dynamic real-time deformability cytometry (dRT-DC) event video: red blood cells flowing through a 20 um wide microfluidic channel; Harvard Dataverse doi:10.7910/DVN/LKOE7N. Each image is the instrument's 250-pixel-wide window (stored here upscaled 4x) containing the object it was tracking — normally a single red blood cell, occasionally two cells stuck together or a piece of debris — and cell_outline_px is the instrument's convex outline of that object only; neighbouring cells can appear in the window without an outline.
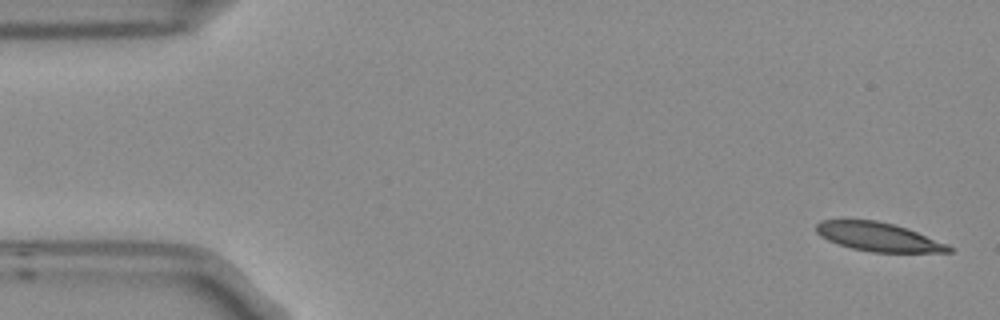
{"species": "Egyptian fruit bat (a non-hibernating species)", "species_latin": "Rousettus aegyptiacus", "temperature_condition": "room temperature", "stored_images_in_passage": 7, "camera_frame_rate_fps": 3000, "um_per_image_px": 0.085, "frame": {"image": 1, "passage_image": 1, "time_ms": 0.0, "image_size_px": [1000, 320], "cell_outline_px": [[952, 252], [872, 252], [852, 248], [828, 240], [820, 236], [816, 232], [816, 224], [820, 220], [876, 220], [908, 228], [948, 244], [952, 248]], "centroid_in_image_um": [74.67, 20.13], "position_along_channel_um": 10.3, "area_um2": 22.08}}
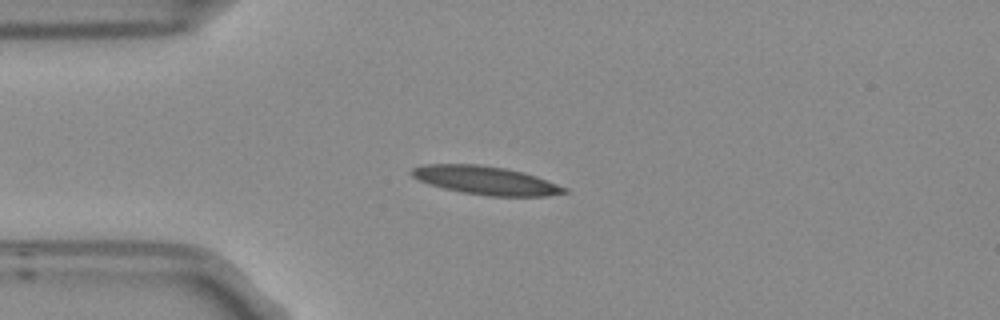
{"frame": {"image": 2, "passage_image": 4, "time_ms": 1.0, "image_size_px": [1000, 320], "cell_outline_px": [[568, 192], [548, 196], [488, 196], [464, 192], [444, 188], [428, 184], [412, 176], [408, 172], [412, 168], [424, 164], [476, 164], [504, 168], [524, 172], [536, 176], [568, 188]], "centroid_in_image_um": [41.28, 15.33], "position_along_channel_um": 43.7, "area_um2": 25.2}}